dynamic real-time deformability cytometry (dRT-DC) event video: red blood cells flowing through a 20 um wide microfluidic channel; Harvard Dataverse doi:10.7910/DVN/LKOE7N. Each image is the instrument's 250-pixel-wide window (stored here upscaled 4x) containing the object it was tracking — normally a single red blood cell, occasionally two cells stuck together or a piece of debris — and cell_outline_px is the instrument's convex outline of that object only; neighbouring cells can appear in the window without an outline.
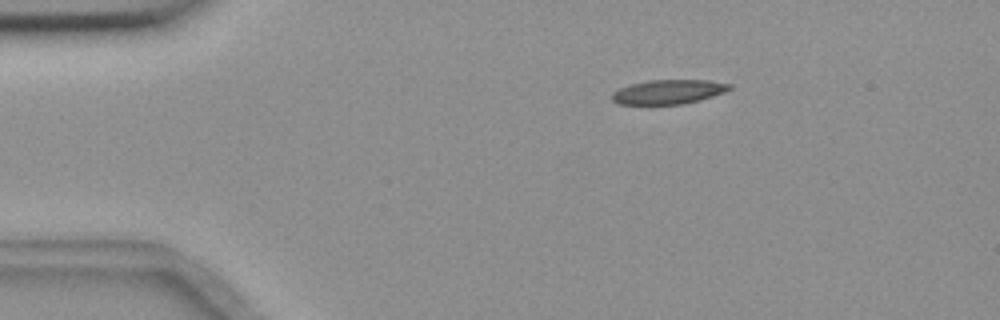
{"species": "common noctule bat (a hibernating species)", "species_latin": "Nyctalus noctula", "temperature_condition": "room temperature", "stored_images_in_passage": 47, "camera_frame_rate_fps": 3000, "um_per_image_px": 0.085, "animal": {"sex": "female", "body_mass_g": 18.4}, "frame": {"image": 1, "passage_image": 2, "time_ms": 0.333, "image_size_px": [1000, 320], "cell_outline_px": [[732, 88], [724, 92], [700, 100], [684, 104], [616, 104], [612, 100], [612, 92], [620, 88], [632, 84], [648, 80], [708, 80], [732, 84]], "centroid_in_image_um": [56.82, 7.81], "position_along_channel_um": 28.2, "area_um2": 16.65}}
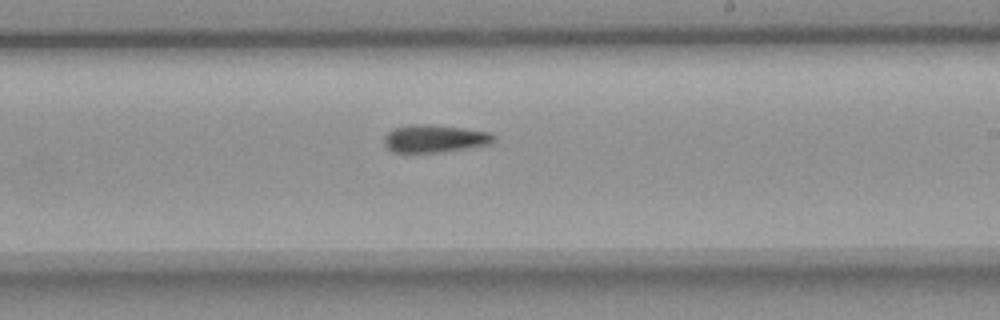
{"frame": {"image": 2, "passage_image": 25, "time_ms": 8.0, "image_size_px": [1000, 320], "cell_outline_px": [[496, 140], [492, 144], [444, 152], [392, 152], [384, 144], [384, 136], [392, 128], [412, 124], [428, 124], [464, 128], [492, 132], [496, 136]], "centroid_in_image_um": [36.99, 11.78], "position_along_channel_um": 252.0, "area_um2": 17.98}}
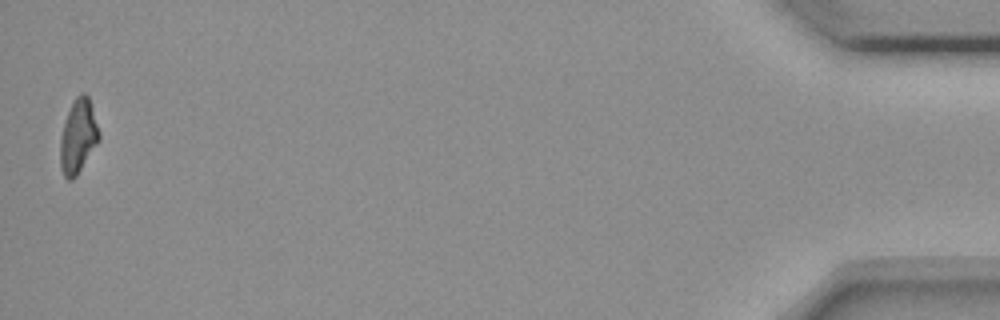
{"frame": {"image": 3, "passage_image": 47, "time_ms": 15.333, "image_size_px": [1000, 320], "cell_outline_px": [[100, 140], [76, 176], [72, 180], [68, 180], [64, 176], [60, 168], [60, 140], [64, 124], [68, 112], [76, 96], [80, 92], [84, 92], [88, 96], [100, 132]], "centroid_in_image_um": [6.65, 11.61], "position_along_channel_um": 428.6, "area_um2": 16.65}, "authors_computed_cell_mechanics": {"area_um2": 17.4556, "velocity_mm_per_s": 3.677, "shape_relaxation_time_tau1_ms": 9.7444, "shape_relaxation_time_tau2_ms": null, "deformation_change_tau1": 0.18, "deformation_change_tau2": null}}